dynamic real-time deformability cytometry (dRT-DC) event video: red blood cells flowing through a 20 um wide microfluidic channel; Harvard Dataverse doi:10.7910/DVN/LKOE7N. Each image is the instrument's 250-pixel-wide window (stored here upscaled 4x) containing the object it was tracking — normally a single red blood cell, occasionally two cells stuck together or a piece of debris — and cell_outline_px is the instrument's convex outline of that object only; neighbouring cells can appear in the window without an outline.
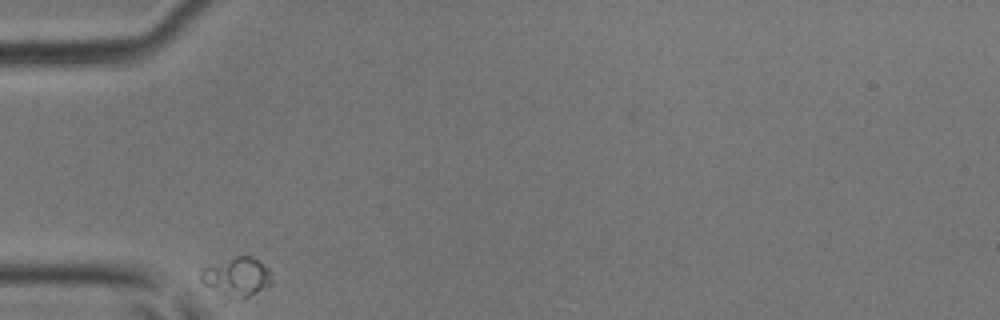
{"species": "common noctule bat (a hibernating species)", "species_latin": "Nyctalus noctula", "temperature_condition": "room temperature", "stored_images_in_passage": 14, "camera_frame_rate_fps": 3000, "um_per_image_px": 0.085, "animal": {"sex": "male", "body_mass_g": 17.9, "forearm_length_mm": 54.2}, "frame": {"image": 1, "passage_image": 1, "time_ms": 0.0, "image_size_px": [1000, 320], "cell_outline_px": [[272, 284], [248, 296], [224, 304], [220, 304], [200, 280], [200, 272], [204, 268], [236, 256], [252, 256], [268, 268], [272, 280]], "centroid_in_image_um": [20.02, 23.67], "position_along_channel_um": 65.0, "area_um2": 17.11}}
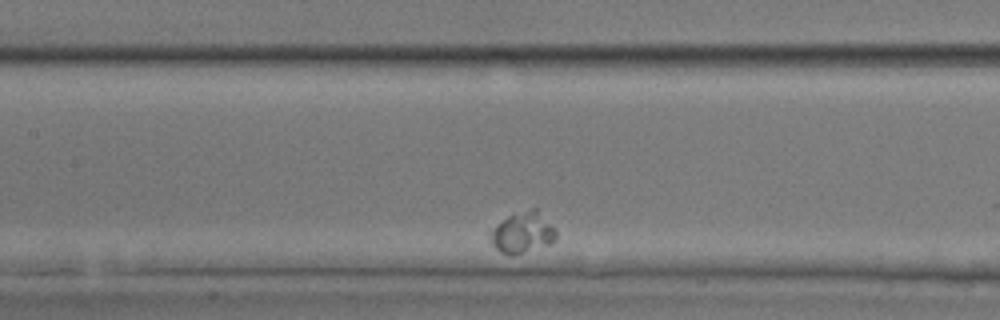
{"frame": {"image": 2, "passage_image": 10, "time_ms": 3.0, "image_size_px": [1000, 320], "cell_outline_px": [[556, 240], [548, 244], [512, 256], [508, 256], [500, 252], [492, 244], [488, 232], [508, 216], [532, 208], [536, 208], [556, 232]], "centroid_in_image_um": [44.38, 19.8], "position_along_channel_um": 163.0, "area_um2": 15.37}}
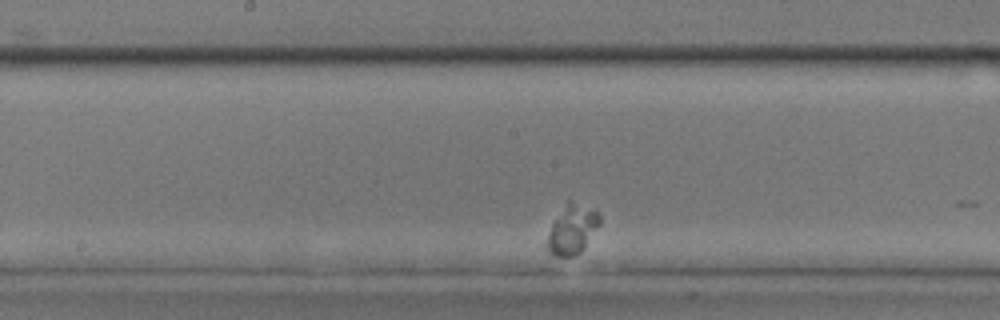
{"frame": {"image": 3, "passage_image": 13, "time_ms": 4.0, "image_size_px": [1000, 320], "cell_outline_px": [[600, 224], [580, 252], [576, 256], [556, 256], [548, 248], [548, 236], [552, 224], [568, 200], [572, 200], [600, 212]], "centroid_in_image_um": [48.68, 19.47], "position_along_channel_um": 199.5, "area_um2": 14.68}}